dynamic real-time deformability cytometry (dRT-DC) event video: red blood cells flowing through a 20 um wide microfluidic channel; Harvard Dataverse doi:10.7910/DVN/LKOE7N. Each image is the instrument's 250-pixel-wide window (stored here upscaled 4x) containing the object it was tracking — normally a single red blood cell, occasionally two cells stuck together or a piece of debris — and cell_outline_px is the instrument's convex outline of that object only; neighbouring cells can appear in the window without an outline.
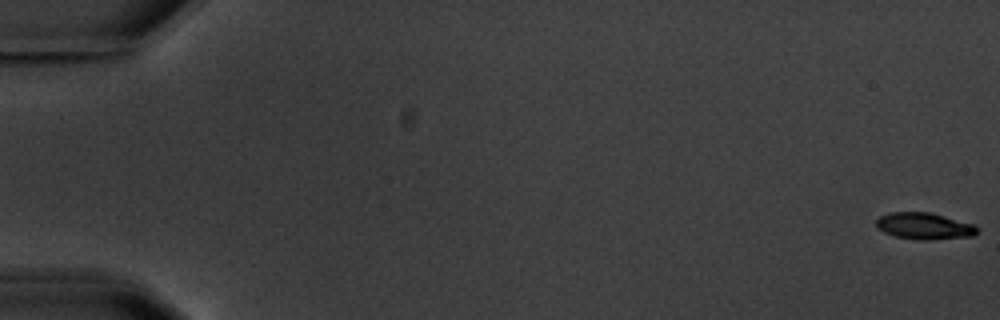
{"species": "common noctule bat (a hibernating species)", "species_latin": "Nyctalus noctula", "temperature_condition": "warm", "stored_images_in_passage": 5, "camera_frame_rate_fps": 3000, "um_per_image_px": 0.085, "animal": {"sex": "male", "body_mass_g": 20.1, "forearm_length_mm": 53.5}, "frame": {"image": 1, "passage_image": 1, "time_ms": 0.0, "image_size_px": [1000, 320], "cell_outline_px": [[980, 232], [972, 236], [928, 240], [920, 240], [896, 236], [884, 232], [876, 228], [876, 220], [880, 216], [888, 212], [932, 212], [972, 224]], "centroid_in_image_um": [78.54, 19.2], "position_along_channel_um": 6.5, "area_um2": 15.66}}
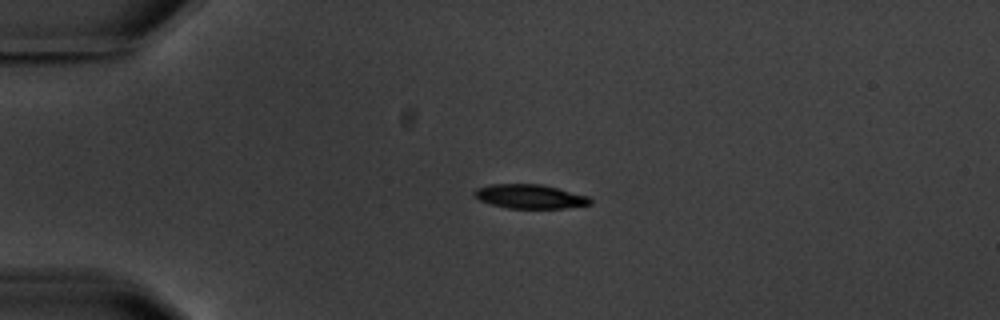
{"frame": {"image": 2, "passage_image": 4, "time_ms": 4.667, "image_size_px": [1000, 320], "cell_outline_px": [[592, 204], [564, 208], [508, 208], [492, 204], [480, 200], [472, 196], [472, 192], [476, 188], [492, 184], [544, 184], [588, 196], [592, 200]], "centroid_in_image_um": [45.03, 16.69], "position_along_channel_um": 40.0, "area_um2": 16.36}}